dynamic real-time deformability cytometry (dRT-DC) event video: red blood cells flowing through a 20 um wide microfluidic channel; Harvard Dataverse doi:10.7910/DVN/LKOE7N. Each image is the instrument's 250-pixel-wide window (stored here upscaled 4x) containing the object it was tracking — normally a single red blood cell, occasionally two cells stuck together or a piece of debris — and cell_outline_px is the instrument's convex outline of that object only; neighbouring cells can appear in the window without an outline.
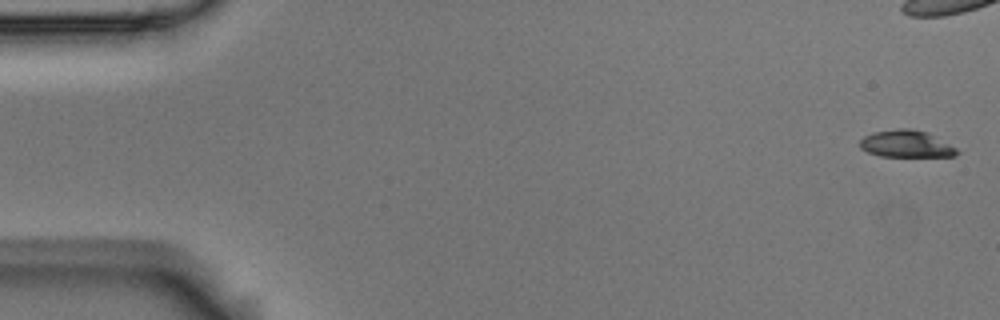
{"species": "Egyptian fruit bat (a non-hibernating species)", "species_latin": "Rousettus aegyptiacus", "temperature_condition": "room temperature", "stored_images_in_passage": 5, "camera_frame_rate_fps": 3000, "um_per_image_px": 0.085, "animal": {"sex": "male"}, "frame": {"image": 1, "passage_image": 1, "time_ms": 0.0, "image_size_px": [1000, 320], "cell_outline_px": [[960, 152], [956, 156], [880, 156], [868, 152], [860, 148], [860, 140], [864, 136], [872, 132], [896, 128], [912, 128], [928, 132], [956, 148]], "centroid_in_image_um": [77.02, 12.21], "position_along_channel_um": 8.0, "area_um2": 15.37}}